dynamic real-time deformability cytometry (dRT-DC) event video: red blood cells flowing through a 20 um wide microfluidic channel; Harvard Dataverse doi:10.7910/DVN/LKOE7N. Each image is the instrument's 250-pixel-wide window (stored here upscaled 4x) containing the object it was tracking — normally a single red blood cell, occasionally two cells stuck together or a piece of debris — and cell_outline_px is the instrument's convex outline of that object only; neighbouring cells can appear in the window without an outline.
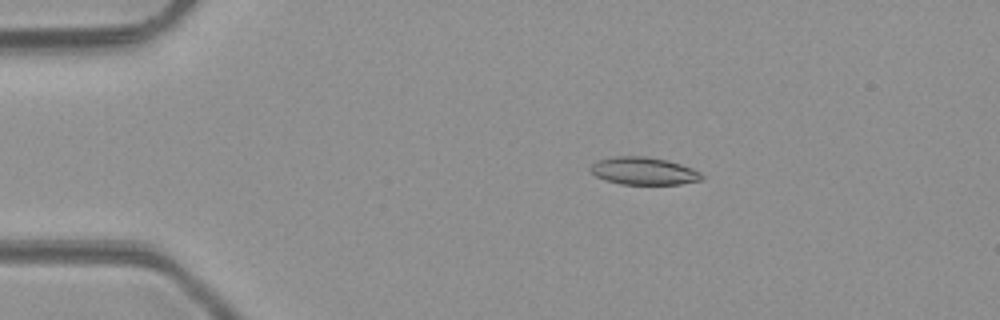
{"species": "common noctule bat (a hibernating species)", "species_latin": "Nyctalus noctula", "temperature_condition": "room temperature", "stored_images_in_passage": 6, "camera_frame_rate_fps": 3000, "um_per_image_px": 0.085, "animal": {"sex": "male", "body_mass_g": 23.1, "forearm_length_mm": 52.7}, "frame": {"image": 1, "passage_image": 2, "time_ms": 2.0, "image_size_px": [1000, 320], "cell_outline_px": [[704, 180], [680, 184], [620, 184], [604, 180], [596, 176], [588, 168], [596, 160], [616, 156], [644, 156], [668, 160], [692, 168], [700, 172], [704, 176]], "centroid_in_image_um": [54.71, 14.53], "position_along_channel_um": 30.3, "area_um2": 18.03}}
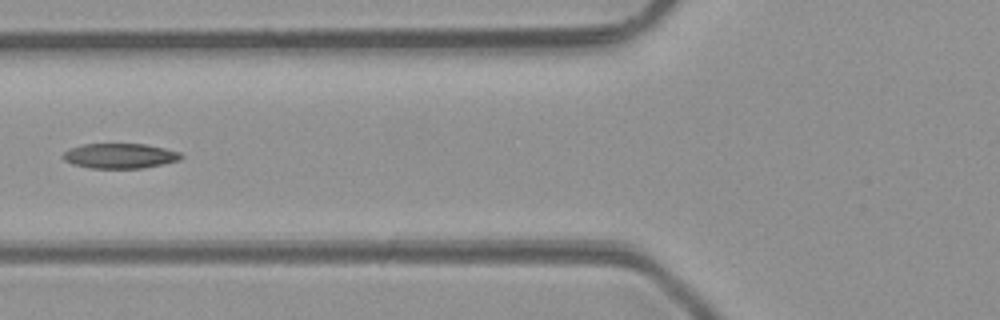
{"frame": {"image": 2, "passage_image": 5, "time_ms": 5.333, "image_size_px": [1000, 320], "cell_outline_px": [[184, 156], [180, 160], [140, 168], [88, 168], [72, 164], [64, 160], [60, 156], [64, 152], [72, 148], [84, 144], [144, 144], [164, 148], [180, 152]], "centroid_in_image_um": [10.17, 13.25], "position_along_channel_um": 115.6, "area_um2": 17.11}}
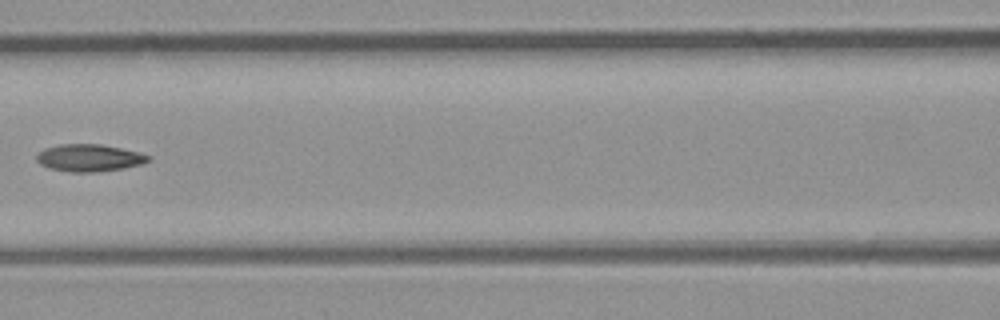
{"frame": {"image": 3, "passage_image": 6, "time_ms": 6.333, "image_size_px": [1000, 320], "cell_outline_px": [[152, 156], [148, 160], [140, 164], [124, 168], [96, 172], [68, 172], [48, 168], [40, 164], [36, 160], [36, 156], [44, 148], [60, 144], [100, 144], [140, 152]], "centroid_in_image_um": [7.56, 13.42], "position_along_channel_um": 159.0, "area_um2": 17.74}}